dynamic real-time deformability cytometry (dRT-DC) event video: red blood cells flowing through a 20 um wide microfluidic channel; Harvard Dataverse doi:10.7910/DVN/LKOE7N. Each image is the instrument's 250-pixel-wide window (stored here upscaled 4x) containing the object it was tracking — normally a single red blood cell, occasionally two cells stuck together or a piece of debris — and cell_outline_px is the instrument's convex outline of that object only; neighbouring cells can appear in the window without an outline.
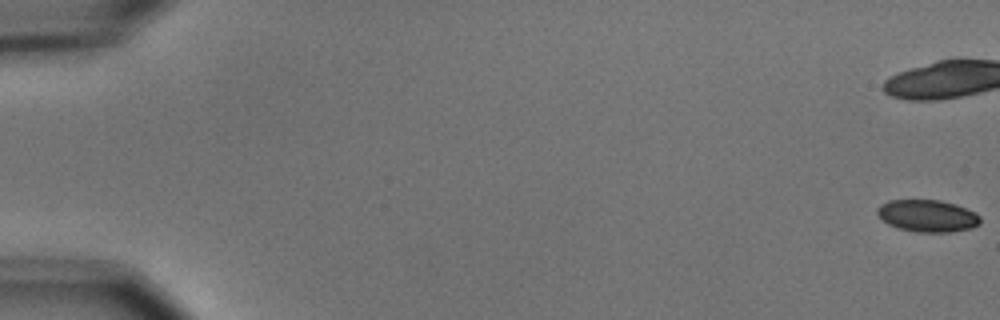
{"species": "common noctule bat (a hibernating species)", "species_latin": "Nyctalus noctula", "temperature_condition": "cold", "stored_images_in_passage": 7, "camera_frame_rate_fps": 3000, "um_per_image_px": 0.085, "animal": {"sex": "male", "body_mass_g": 15.6}, "frame": {"image": 1, "passage_image": 1, "time_ms": 0.0, "image_size_px": [1000, 320], "cell_outline_px": [[980, 224], [972, 228], [948, 232], [916, 232], [896, 228], [880, 220], [876, 212], [876, 208], [880, 204], [888, 200], [940, 200], [956, 204], [976, 212], [980, 216]], "centroid_in_image_um": [78.8, 18.34], "position_along_channel_um": 6.2, "area_um2": 19.59}}